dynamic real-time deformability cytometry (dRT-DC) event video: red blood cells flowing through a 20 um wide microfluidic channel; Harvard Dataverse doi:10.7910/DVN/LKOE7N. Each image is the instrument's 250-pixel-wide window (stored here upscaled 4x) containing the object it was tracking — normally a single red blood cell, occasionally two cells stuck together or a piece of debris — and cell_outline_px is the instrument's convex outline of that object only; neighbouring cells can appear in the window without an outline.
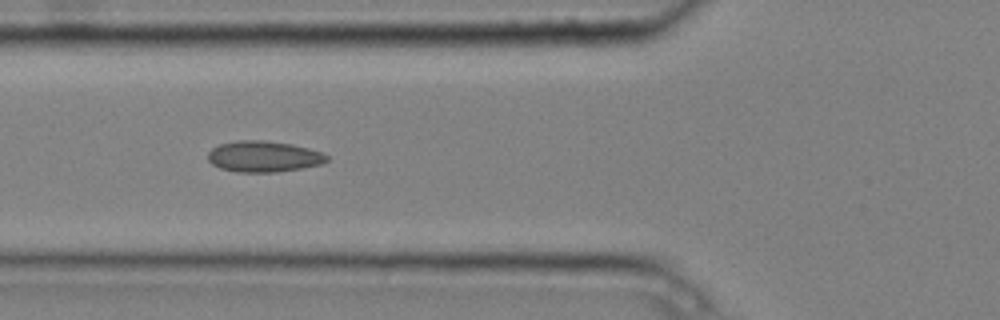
{"species": "common noctule bat (a hibernating species)", "species_latin": "Nyctalus noctula", "temperature_condition": "cold", "stored_images_in_passage": 7, "camera_frame_rate_fps": 3000, "um_per_image_px": 0.085, "animal": {"sex": "male", "body_mass_g": 20.4}, "frame": {"image": 1, "passage_image": 6, "time_ms": 1.667, "image_size_px": [1000, 320], "cell_outline_px": [[328, 160], [324, 164], [276, 172], [236, 172], [220, 168], [212, 164], [208, 160], [208, 152], [212, 148], [220, 144], [236, 140], [260, 140], [292, 144], [308, 148], [320, 152], [328, 156]], "centroid_in_image_um": [22.4, 13.3], "position_along_channel_um": 103.4, "area_um2": 21.5}}
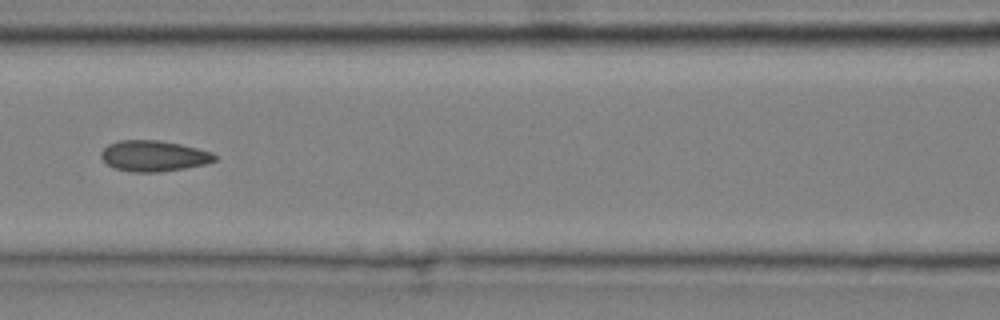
{"frame": {"image": 2, "passage_image": 7, "time_ms": 2.0, "image_size_px": [1000, 320], "cell_outline_px": [[216, 160], [204, 164], [184, 168], [160, 172], [132, 172], [112, 168], [100, 156], [100, 152], [108, 144], [120, 140], [160, 140], [180, 144], [212, 152], [216, 156]], "centroid_in_image_um": [13.03, 13.25], "position_along_channel_um": 153.6, "area_um2": 20.4}}